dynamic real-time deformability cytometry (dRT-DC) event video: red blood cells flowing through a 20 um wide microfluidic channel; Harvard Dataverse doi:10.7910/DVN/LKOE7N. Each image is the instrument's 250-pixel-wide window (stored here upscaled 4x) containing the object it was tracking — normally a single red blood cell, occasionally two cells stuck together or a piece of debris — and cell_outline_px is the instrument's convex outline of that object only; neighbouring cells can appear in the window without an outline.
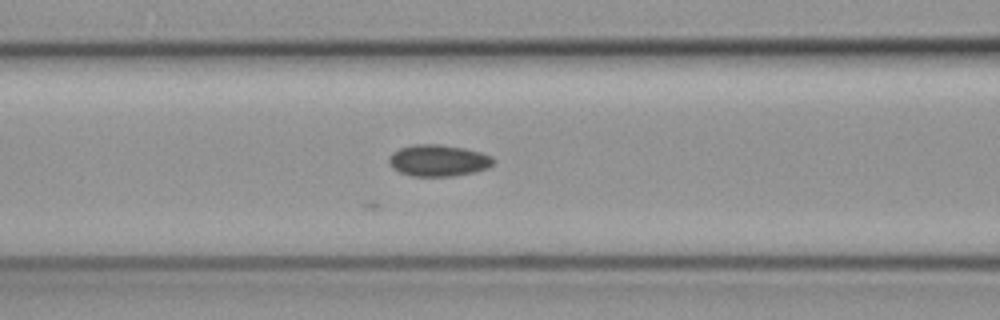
{"species": "common noctule bat (a hibernating species)", "species_latin": "Nyctalus noctula", "temperature_condition": "cold", "stored_images_in_passage": 29, "camera_frame_rate_fps": 3000, "um_per_image_px": 0.085, "animal": {"sex": "female", "body_mass_g": 19.3, "forearm_length_mm": 54.1}, "frame": {"image": 1, "passage_image": 7, "time_ms": 2.0, "image_size_px": [1000, 320], "cell_outline_px": [[496, 160], [488, 168], [472, 172], [452, 176], [412, 176], [400, 172], [392, 168], [388, 164], [388, 156], [392, 152], [400, 148], [412, 144], [440, 144], [464, 148], [480, 152], [492, 156]], "centroid_in_image_um": [37.22, 13.63], "position_along_channel_um": 129.4, "area_um2": 19.36}}
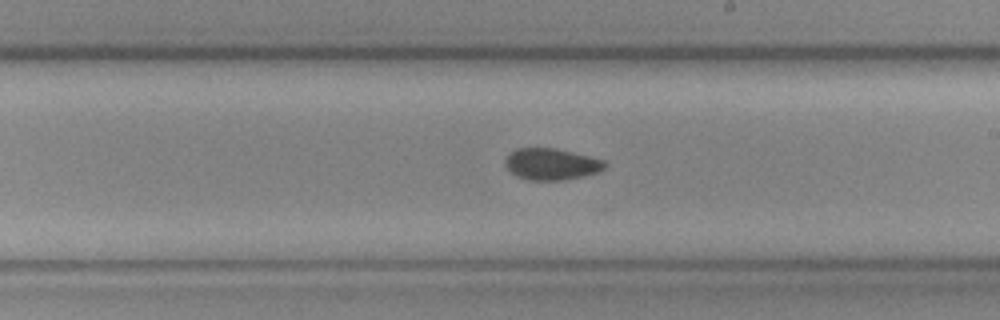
{"frame": {"image": 2, "passage_image": 16, "time_ms": 5.0, "image_size_px": [1000, 320], "cell_outline_px": [[608, 164], [600, 172], [584, 176], [560, 180], [528, 180], [516, 176], [504, 164], [504, 160], [516, 148], [556, 148], [604, 160]], "centroid_in_image_um": [46.88, 13.95], "position_along_channel_um": 242.1, "area_um2": 18.26}}
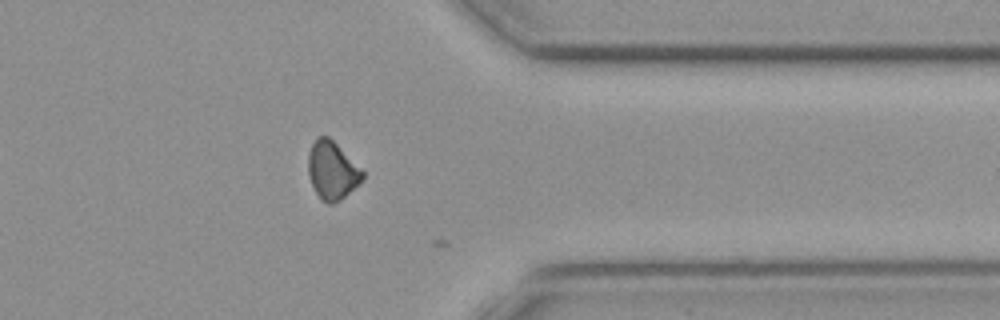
{"frame": {"image": 3, "passage_image": 28, "time_ms": 9.0, "image_size_px": [1000, 320], "cell_outline_px": [[364, 176], [340, 200], [332, 204], [328, 204], [320, 200], [308, 176], [308, 156], [312, 144], [316, 136], [328, 136], [364, 172]], "centroid_in_image_um": [28.18, 14.49], "position_along_channel_um": 383.2, "area_um2": 17.92}}